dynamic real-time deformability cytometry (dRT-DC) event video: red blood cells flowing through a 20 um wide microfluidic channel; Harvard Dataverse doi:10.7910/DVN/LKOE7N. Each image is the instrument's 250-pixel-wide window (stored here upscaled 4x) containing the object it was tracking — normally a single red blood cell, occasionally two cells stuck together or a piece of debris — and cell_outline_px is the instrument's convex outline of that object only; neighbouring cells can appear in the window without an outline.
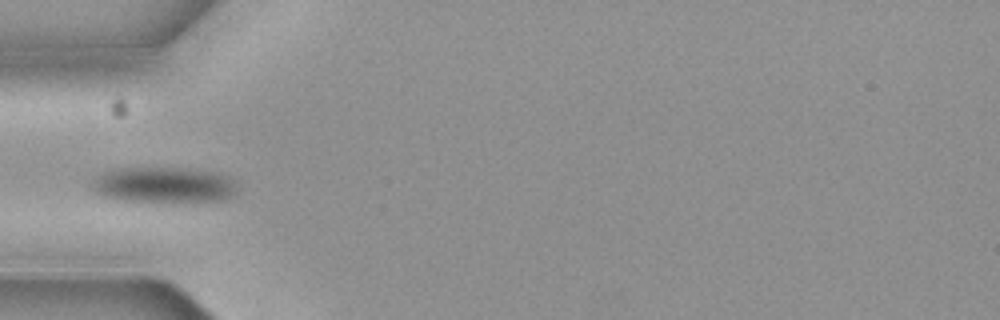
{"species": "common noctule bat (a hibernating species)", "species_latin": "Nyctalus noctula", "temperature_condition": "cold", "stored_images_in_passage": 4, "camera_frame_rate_fps": 3000, "um_per_image_px": 0.085, "animal": {"sex": "female", "body_mass_g": 19.3, "forearm_length_mm": 54.1}, "frame": {"image": 1, "passage_image": 2, "time_ms": 0.333, "image_size_px": [1000, 320], "cell_outline_px": [[236, 192], [232, 196], [220, 200], [124, 200], [104, 196], [96, 192], [92, 188], [92, 184], [104, 172], [116, 168], [180, 168], [220, 172], [236, 180]], "centroid_in_image_um": [13.99, 15.68], "position_along_channel_um": 71.0, "area_um2": 29.48}}
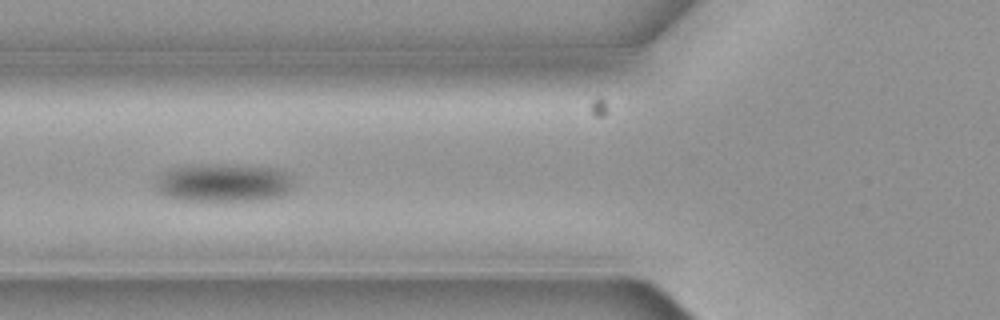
{"frame": {"image": 2, "passage_image": 3, "time_ms": 0.667, "image_size_px": [1000, 320], "cell_outline_px": [[292, 188], [288, 192], [280, 196], [260, 200], [184, 200], [168, 196], [160, 192], [156, 188], [156, 180], [164, 172], [176, 168], [200, 164], [224, 164], [276, 168], [284, 172], [292, 180]], "centroid_in_image_um": [19.02, 15.53], "position_along_channel_um": 106.8, "area_um2": 30.23}}
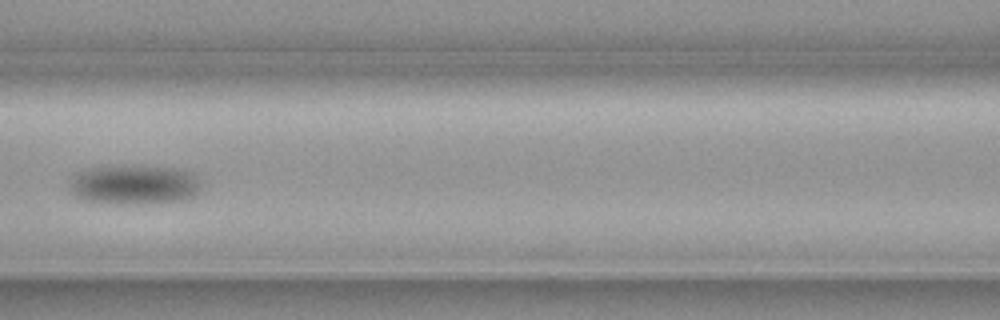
{"frame": {"image": 3, "passage_image": 4, "time_ms": 1.0, "image_size_px": [1000, 320], "cell_outline_px": [[200, 192], [184, 200], [136, 204], [120, 204], [84, 200], [76, 196], [68, 188], [68, 184], [76, 172], [92, 168], [184, 168], [196, 172], [200, 180]], "centroid_in_image_um": [11.47, 15.73], "position_along_channel_um": 155.1, "area_um2": 29.94}}